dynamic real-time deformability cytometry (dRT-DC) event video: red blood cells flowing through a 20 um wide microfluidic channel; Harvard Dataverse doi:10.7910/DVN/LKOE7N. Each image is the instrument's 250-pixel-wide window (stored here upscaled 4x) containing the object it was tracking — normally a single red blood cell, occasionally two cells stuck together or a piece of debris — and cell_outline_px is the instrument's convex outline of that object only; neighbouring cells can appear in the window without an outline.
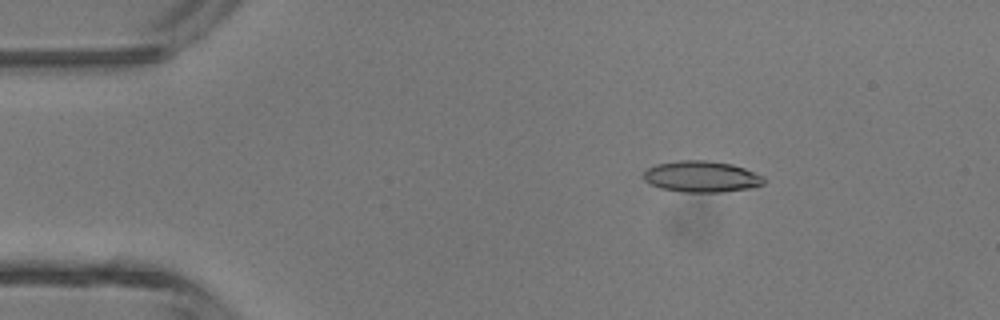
{"species": "common noctule bat (a hibernating species)", "species_latin": "Nyctalus noctula", "temperature_condition": "room temperature", "stored_images_in_passage": 5, "camera_frame_rate_fps": 3000, "um_per_image_px": 0.085, "animal": {"sex": "male", "body_mass_g": 13.3}, "frame": {"image": 1, "passage_image": 3, "time_ms": 0.667, "image_size_px": [1000, 320], "cell_outline_px": [[764, 184], [752, 188], [724, 192], [680, 192], [660, 188], [648, 184], [640, 176], [648, 168], [656, 164], [680, 160], [704, 160], [732, 164], [744, 168], [764, 176]], "centroid_in_image_um": [59.6, 15.02], "position_along_channel_um": 25.4, "area_um2": 22.2}}
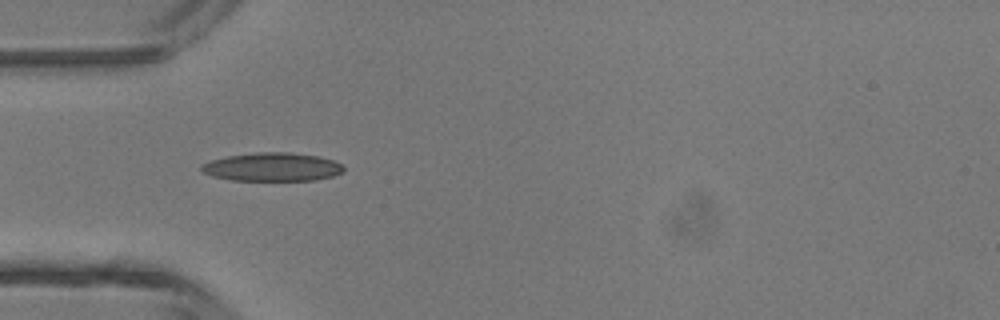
{"frame": {"image": 2, "passage_image": 4, "time_ms": 1.0, "image_size_px": [1000, 320], "cell_outline_px": [[344, 172], [332, 176], [316, 180], [232, 180], [212, 176], [204, 172], [200, 168], [200, 164], [212, 160], [228, 156], [256, 152], [292, 152], [320, 156], [332, 160], [340, 164], [344, 168]], "centroid_in_image_um": [23.15, 14.18], "position_along_channel_um": 61.8, "area_um2": 23.58}}
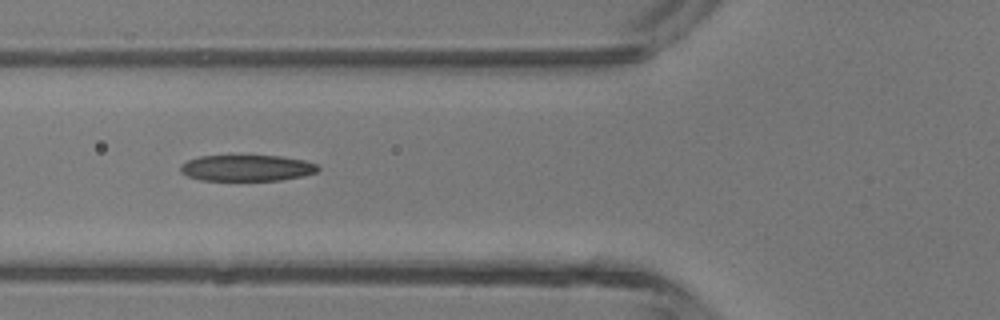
{"frame": {"image": 3, "passage_image": 5, "time_ms": 1.333, "image_size_px": [1000, 320], "cell_outline_px": [[320, 168], [316, 172], [304, 176], [280, 180], [200, 180], [188, 176], [180, 172], [180, 164], [188, 160], [200, 156], [280, 156], [304, 160], [316, 164]], "centroid_in_image_um": [20.97, 14.28], "position_along_channel_um": 104.8, "area_um2": 20.92}}